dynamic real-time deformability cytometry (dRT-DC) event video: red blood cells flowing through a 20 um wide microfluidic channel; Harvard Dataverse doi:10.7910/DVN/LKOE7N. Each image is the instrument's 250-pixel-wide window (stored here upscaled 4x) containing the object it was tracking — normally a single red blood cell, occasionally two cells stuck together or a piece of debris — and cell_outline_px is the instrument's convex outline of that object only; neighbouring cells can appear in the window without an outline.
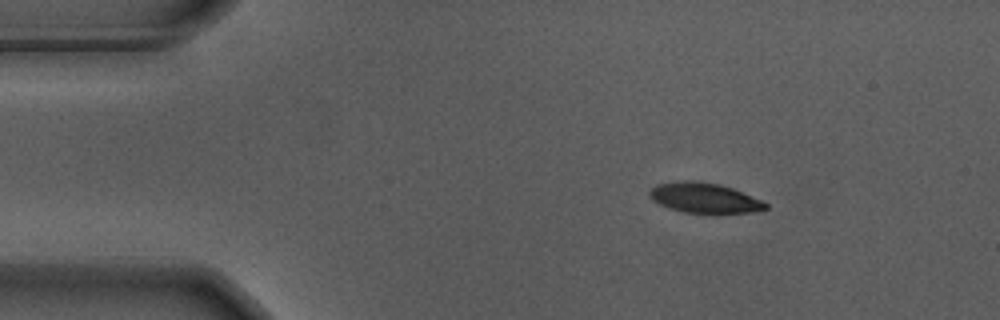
{"species": "Egyptian fruit bat (a non-hibernating species)", "species_latin": "Rousettus aegyptiacus", "temperature_condition": "warm", "stored_images_in_passage": 21, "camera_frame_rate_fps": 3000, "um_per_image_px": 0.085, "animal": {"sex": "male"}, "frame": {"image": 1, "passage_image": 1, "time_ms": 0.0, "image_size_px": [1000, 320], "cell_outline_px": [[768, 208], [748, 212], [684, 212], [660, 204], [648, 192], [656, 184], [684, 180], [692, 180], [720, 184], [732, 188], [760, 200], [768, 204]], "centroid_in_image_um": [59.86, 16.79], "position_along_channel_um": 25.1, "area_um2": 19.65}}
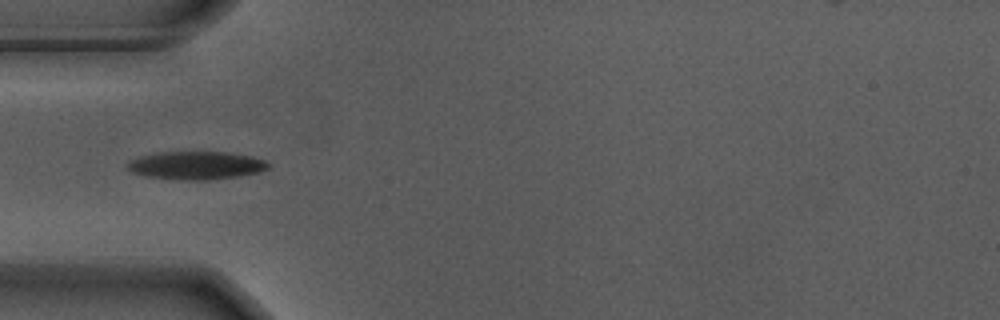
{"frame": {"image": 2, "passage_image": 10, "time_ms": 3.0, "image_size_px": [1000, 320], "cell_outline_px": [[272, 164], [268, 168], [260, 172], [240, 176], [208, 180], [188, 180], [144, 176], [132, 172], [124, 164], [128, 160], [160, 152], [224, 152], [252, 156], [264, 160]], "centroid_in_image_um": [16.69, 14.06], "position_along_channel_um": 68.3, "area_um2": 23.06}}